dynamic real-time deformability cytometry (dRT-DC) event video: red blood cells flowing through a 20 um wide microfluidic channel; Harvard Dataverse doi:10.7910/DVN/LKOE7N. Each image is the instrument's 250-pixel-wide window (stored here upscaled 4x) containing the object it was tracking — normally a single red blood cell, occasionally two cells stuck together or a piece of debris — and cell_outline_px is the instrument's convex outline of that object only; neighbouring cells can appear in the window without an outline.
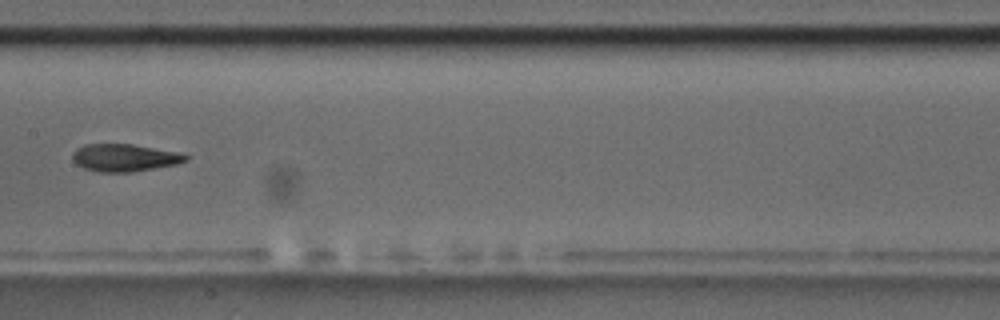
{"species": "common noctule bat (a hibernating species)", "species_latin": "Nyctalus noctula", "temperature_condition": "room temperature", "stored_images_in_passage": 9, "camera_frame_rate_fps": 3000, "um_per_image_px": 0.085, "animal": {"sex": "male", "body_mass_g": 17.5, "forearm_length_mm": 52.3}, "frame": {"image": 1, "passage_image": 8, "time_ms": 8.333, "image_size_px": [1000, 320], "cell_outline_px": [[188, 160], [176, 164], [132, 172], [100, 172], [84, 168], [76, 164], [72, 160], [72, 152], [76, 148], [84, 144], [132, 144], [184, 152], [188, 156]], "centroid_in_image_um": [10.6, 13.39], "position_along_channel_um": 196.8, "area_um2": 18.38}}
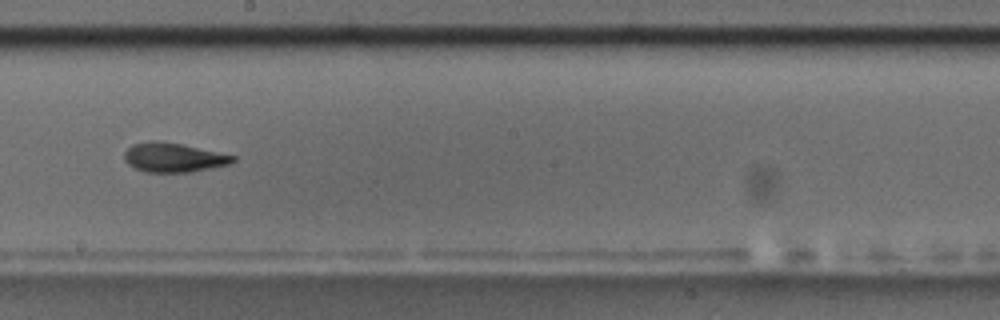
{"frame": {"image": 2, "passage_image": 9, "time_ms": 9.333, "image_size_px": [1000, 320], "cell_outline_px": [[236, 160], [228, 164], [188, 172], [144, 172], [128, 164], [124, 160], [124, 152], [132, 144], [152, 140], [160, 140], [180, 144], [236, 156]], "centroid_in_image_um": [14.69, 13.38], "position_along_channel_um": 233.5, "area_um2": 18.32}}